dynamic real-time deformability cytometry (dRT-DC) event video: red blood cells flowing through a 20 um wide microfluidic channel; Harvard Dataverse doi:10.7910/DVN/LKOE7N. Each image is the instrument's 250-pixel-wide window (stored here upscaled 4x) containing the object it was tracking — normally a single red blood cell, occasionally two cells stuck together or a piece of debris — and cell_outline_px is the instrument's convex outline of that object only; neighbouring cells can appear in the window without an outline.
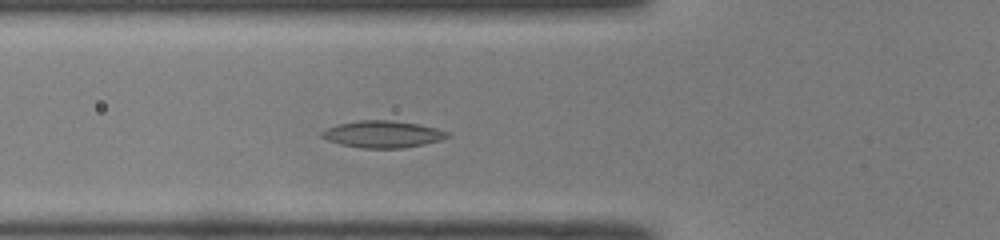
{"species": "common noctule bat (a hibernating species)", "species_latin": "Nyctalus noctula", "temperature_condition": "room temperature", "stored_images_in_passage": 45, "camera_frame_rate_fps": 3000, "um_per_image_px": 0.085, "animal": {"sex": "male", "body_mass_g": 19.0, "forearm_length_mm": 50.8}, "frame": {"image": 1, "passage_image": 12, "time_ms": 3.667, "image_size_px": [1000, 240], "cell_outline_px": [[452, 136], [440, 140], [424, 144], [404, 148], [360, 148], [340, 144], [328, 140], [320, 136], [320, 132], [336, 124], [360, 120], [388, 120], [420, 124], [436, 128], [448, 132]], "centroid_in_image_um": [32.53, 11.41], "position_along_channel_um": 93.3, "area_um2": 19.77}}
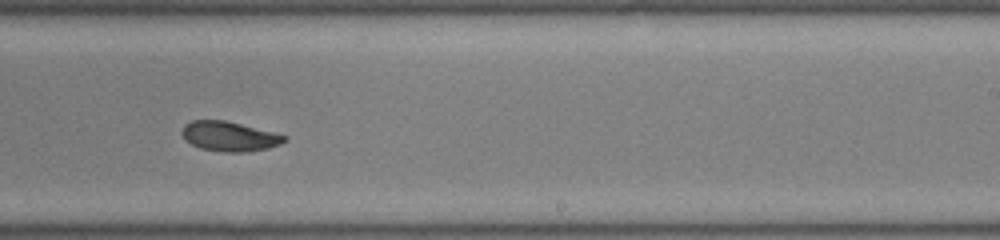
{"frame": {"image": 2, "passage_image": 25, "time_ms": 8.0, "image_size_px": [1000, 240], "cell_outline_px": [[288, 140], [280, 144], [268, 148], [248, 152], [224, 152], [200, 148], [192, 144], [180, 132], [184, 124], [192, 120], [224, 120], [288, 136]], "centroid_in_image_um": [19.51, 11.59], "position_along_channel_um": 269.5, "area_um2": 17.63}}
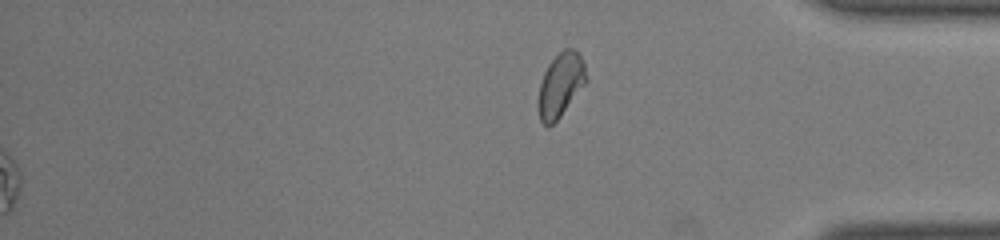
{"frame": {"image": 3, "passage_image": 45, "time_ms": 14.667, "image_size_px": [1000, 240], "cell_outline_px": [[588, 80], [560, 116], [548, 128], [540, 120], [536, 100], [540, 84], [544, 72], [548, 64], [564, 48], [572, 48], [584, 60], [588, 76]], "centroid_in_image_um": [47.64, 7.22], "position_along_channel_um": 387.6, "area_um2": 17.98}, "authors_computed_cell_mechanics": {"area_um2": 18.5538, "velocity_mm_per_s": 4.0755, "shape_relaxation_time_tau1_ms": null, "shape_relaxation_time_tau2_ms": 3.573, "deformation_change_tau1": null, "deformation_change_tau2": 0.0838}}